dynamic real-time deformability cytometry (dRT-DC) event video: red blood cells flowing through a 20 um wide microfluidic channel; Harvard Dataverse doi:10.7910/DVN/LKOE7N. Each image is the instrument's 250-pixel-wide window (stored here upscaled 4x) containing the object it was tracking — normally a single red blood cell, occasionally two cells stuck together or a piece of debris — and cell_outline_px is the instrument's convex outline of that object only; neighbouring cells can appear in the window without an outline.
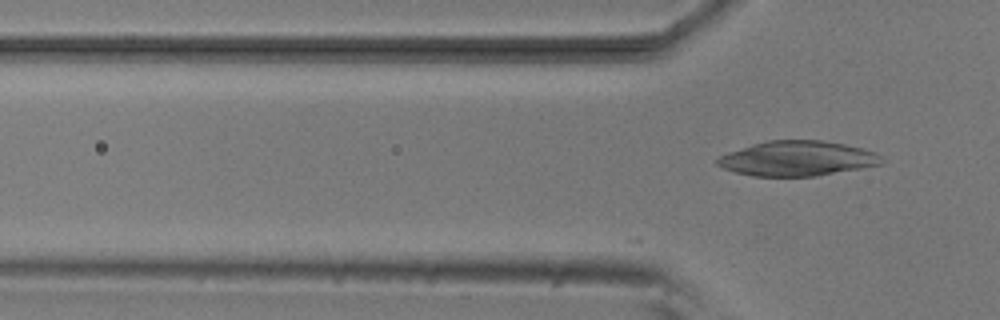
{"species": "common noctule bat (a hibernating species)", "species_latin": "Nyctalus noctula", "temperature_condition": "room temperature", "stored_images_in_passage": 15, "camera_frame_rate_fps": 3000, "um_per_image_px": 0.085, "animal": {"sex": "male", "body_mass_g": 20.5, "forearm_length_mm": 52.5}, "frame": {"image": 1, "passage_image": 15, "time_ms": 4.667, "image_size_px": [1000, 320], "cell_outline_px": [[884, 164], [864, 168], [816, 176], [752, 176], [736, 172], [724, 168], [716, 164], [716, 160], [720, 156], [728, 152], [752, 144], [768, 140], [824, 140], [844, 144], [876, 152], [880, 156]], "centroid_in_image_um": [67.79, 13.47], "position_along_channel_um": 58.0, "area_um2": 33.47}}